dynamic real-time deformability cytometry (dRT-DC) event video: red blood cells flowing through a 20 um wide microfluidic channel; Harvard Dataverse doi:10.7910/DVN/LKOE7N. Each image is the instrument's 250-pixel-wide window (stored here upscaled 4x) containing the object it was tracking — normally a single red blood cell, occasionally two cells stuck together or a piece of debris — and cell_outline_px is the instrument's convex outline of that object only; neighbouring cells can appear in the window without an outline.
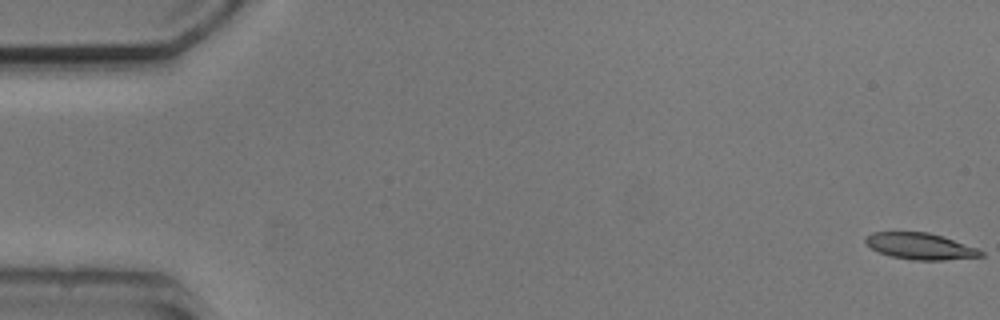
{"species": "common noctule bat (a hibernating species)", "species_latin": "Nyctalus noctula", "temperature_condition": "cold", "stored_images_in_passage": 5, "camera_frame_rate_fps": 3000, "um_per_image_px": 0.085, "animal": {"sex": "male", "body_mass_g": 20.5, "forearm_length_mm": 52.5}, "frame": {"image": 1, "passage_image": 1, "time_ms": 0.0, "image_size_px": [1000, 320], "cell_outline_px": [[984, 256], [944, 260], [912, 260], [892, 256], [880, 252], [872, 248], [864, 240], [864, 236], [872, 232], [928, 232], [944, 236], [976, 248], [984, 252]], "centroid_in_image_um": [78.23, 20.92], "position_along_channel_um": 6.8, "area_um2": 17.69}}